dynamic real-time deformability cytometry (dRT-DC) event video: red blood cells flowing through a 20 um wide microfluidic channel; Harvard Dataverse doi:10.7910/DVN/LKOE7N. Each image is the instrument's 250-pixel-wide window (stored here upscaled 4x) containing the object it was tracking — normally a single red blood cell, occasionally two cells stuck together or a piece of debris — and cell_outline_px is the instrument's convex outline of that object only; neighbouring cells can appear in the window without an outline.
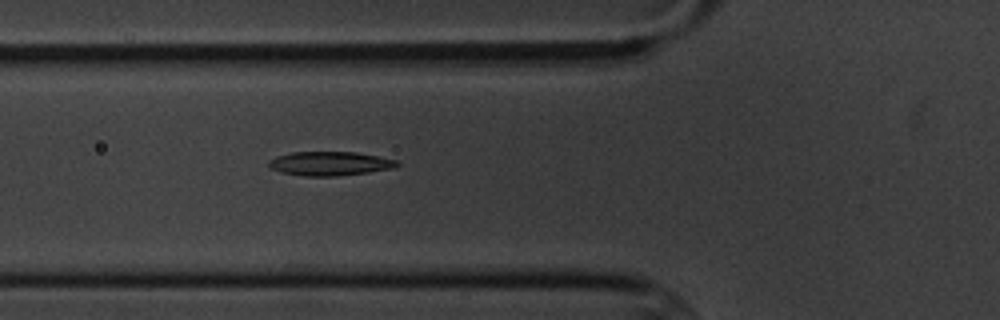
{"species": "common noctule bat (a hibernating species)", "species_latin": "Nyctalus noctula", "temperature_condition": "cold", "stored_images_in_passage": 4, "camera_frame_rate_fps": 3000, "um_per_image_px": 0.085, "animal": {"sex": "male", "body_mass_g": 20.1, "forearm_length_mm": 53.5}, "frame": {"image": 1, "passage_image": 4, "time_ms": 3.333, "image_size_px": [1000, 320], "cell_outline_px": [[400, 164], [392, 168], [368, 172], [336, 176], [304, 176], [280, 172], [272, 168], [268, 164], [268, 160], [276, 156], [292, 152], [356, 152], [400, 160]], "centroid_in_image_um": [28.05, 13.89], "position_along_channel_um": 97.8, "area_um2": 17.98}}